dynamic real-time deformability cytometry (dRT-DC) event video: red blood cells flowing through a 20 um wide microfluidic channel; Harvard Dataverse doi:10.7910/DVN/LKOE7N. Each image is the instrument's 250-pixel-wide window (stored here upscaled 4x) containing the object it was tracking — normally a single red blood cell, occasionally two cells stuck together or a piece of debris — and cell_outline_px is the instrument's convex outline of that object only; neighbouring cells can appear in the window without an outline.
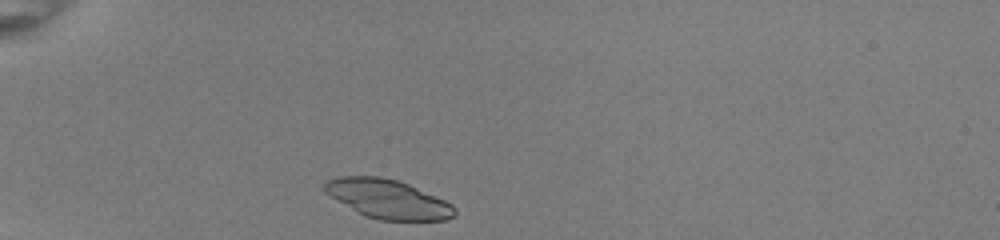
{"species": "common noctule bat (a hibernating species)", "species_latin": "Nyctalus noctula", "temperature_condition": "room temperature", "stored_images_in_passage": 32, "camera_frame_rate_fps": 3000, "um_per_image_px": 0.085, "animal": {"sex": "female", "body_mass_g": 22.0, "forearm_length_mm": 56.7}, "frame": {"image": 1, "passage_image": 1, "time_ms": 0.0, "image_size_px": [1000, 240], "cell_outline_px": [[456, 216], [444, 220], [380, 220], [364, 216], [356, 212], [324, 192], [324, 180], [336, 176], [380, 176], [400, 180], [444, 200], [452, 204], [456, 208]], "centroid_in_image_um": [32.94, 16.9], "position_along_channel_um": 52.1, "area_um2": 29.77}}